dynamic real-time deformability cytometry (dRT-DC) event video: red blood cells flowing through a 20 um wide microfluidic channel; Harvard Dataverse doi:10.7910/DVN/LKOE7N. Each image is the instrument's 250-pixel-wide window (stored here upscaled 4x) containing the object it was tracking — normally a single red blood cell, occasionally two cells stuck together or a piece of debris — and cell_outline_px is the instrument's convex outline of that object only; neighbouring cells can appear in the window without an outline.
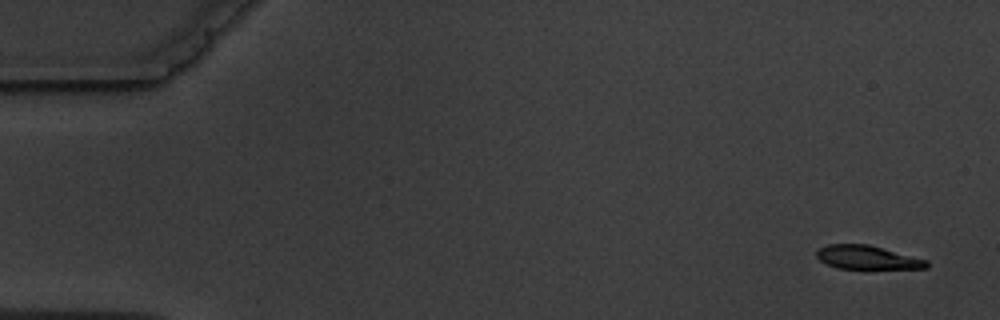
{"species": "common noctule bat (a hibernating species)", "species_latin": "Nyctalus noctula", "temperature_condition": "warm", "stored_images_in_passage": 5, "camera_frame_rate_fps": 3000, "um_per_image_px": 0.085, "animal": {"sex": "male", "body_mass_g": 19.5, "forearm_length_mm": 54.6}, "frame": {"image": 1, "passage_image": 1, "time_ms": 0.0, "image_size_px": [1000, 320], "cell_outline_px": [[928, 268], [836, 268], [820, 260], [816, 256], [816, 252], [820, 248], [828, 244], [868, 244], [928, 260]], "centroid_in_image_um": [73.71, 21.87], "position_along_channel_um": 11.3, "area_um2": 14.91}}
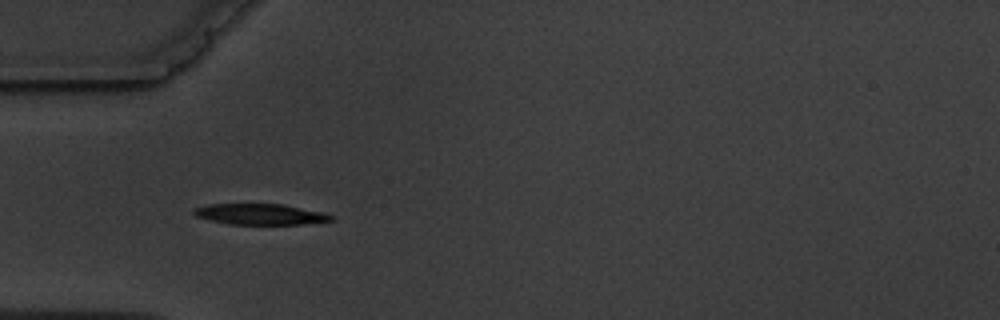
{"frame": {"image": 2, "passage_image": 5, "time_ms": 5.0, "image_size_px": [1000, 320], "cell_outline_px": [[332, 220], [304, 224], [228, 224], [196, 216], [192, 212], [192, 208], [208, 204], [284, 204], [324, 212], [332, 216]], "centroid_in_image_um": [22.1, 18.2], "position_along_channel_um": 62.9, "area_um2": 16.65}}